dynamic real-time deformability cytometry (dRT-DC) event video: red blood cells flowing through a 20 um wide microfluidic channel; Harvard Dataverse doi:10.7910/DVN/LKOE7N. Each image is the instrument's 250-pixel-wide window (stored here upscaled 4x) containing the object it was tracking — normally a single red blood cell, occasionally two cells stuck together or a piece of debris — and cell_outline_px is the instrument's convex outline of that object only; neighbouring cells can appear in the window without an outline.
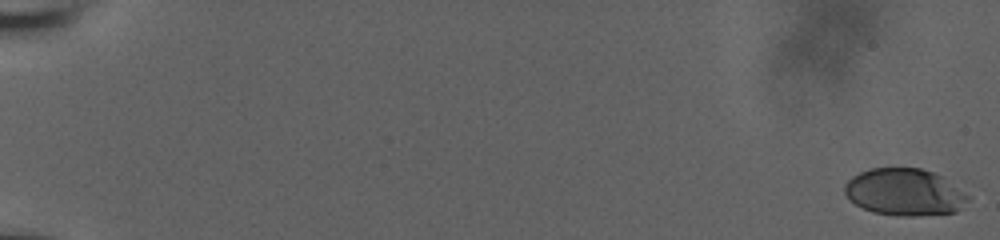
{"species": "human", "species_latin": "Homo sapiens", "temperature_condition": "room temperature", "stored_images_in_passage": 57, "camera_frame_rate_fps": 3000, "um_per_image_px": 0.085, "donor": {"sex": "male"}, "frame": {"image": 1, "passage_image": 1, "time_ms": 0.0, "image_size_px": [1000, 240], "cell_outline_px": [[972, 196], [956, 212], [912, 216], [900, 216], [872, 212], [856, 204], [844, 192], [844, 184], [852, 176], [860, 172], [872, 168], [920, 168], [944, 176]], "centroid_in_image_um": [76.93, 16.32], "position_along_channel_um": 8.1, "area_um2": 33.93}}
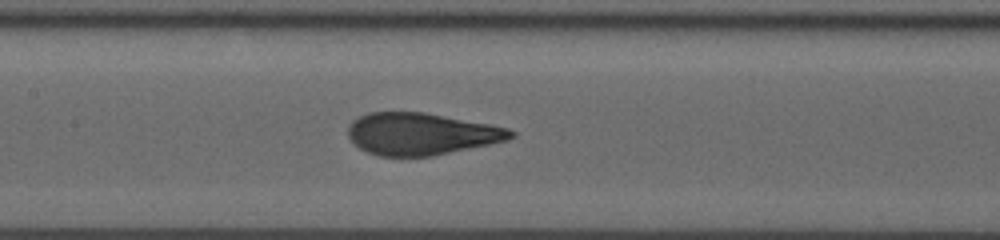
{"frame": {"image": 2, "passage_image": 31, "time_ms": 10.0, "image_size_px": [1000, 240], "cell_outline_px": [[516, 136], [508, 140], [432, 156], [380, 156], [368, 152], [360, 148], [348, 136], [348, 128], [352, 120], [368, 112], [424, 112], [492, 124], [508, 128], [516, 132]], "centroid_in_image_um": [35.83, 11.37], "position_along_channel_um": 171.6, "area_um2": 39.82}}
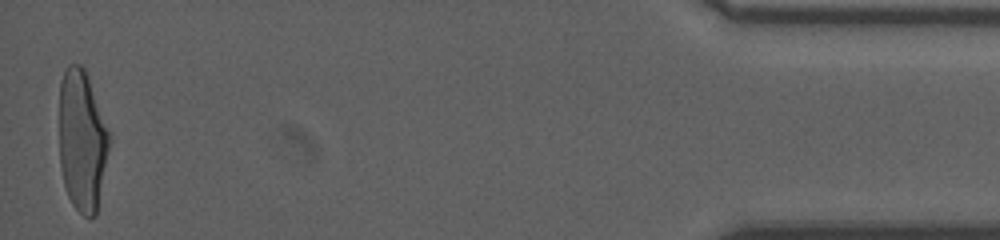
{"frame": {"image": 3, "passage_image": 57, "time_ms": 18.667, "image_size_px": [1000, 240], "cell_outline_px": [[112, 140], [96, 216], [88, 220], [72, 204], [68, 196], [64, 184], [60, 164], [60, 80], [68, 64], [80, 64], [84, 68]], "centroid_in_image_um": [6.99, 12.01], "position_along_channel_um": 428.2, "area_um2": 41.33}, "authors_computed_cell_mechanics": {"area_um2": 39.8242, "velocity_mm_per_s": 3.8776, "shape_relaxation_time_tau1_ms": 5.0882, "shape_relaxation_time_tau2_ms": null, "deformation_change_tau1": 0.2032, "deformation_change_tau2": null}}